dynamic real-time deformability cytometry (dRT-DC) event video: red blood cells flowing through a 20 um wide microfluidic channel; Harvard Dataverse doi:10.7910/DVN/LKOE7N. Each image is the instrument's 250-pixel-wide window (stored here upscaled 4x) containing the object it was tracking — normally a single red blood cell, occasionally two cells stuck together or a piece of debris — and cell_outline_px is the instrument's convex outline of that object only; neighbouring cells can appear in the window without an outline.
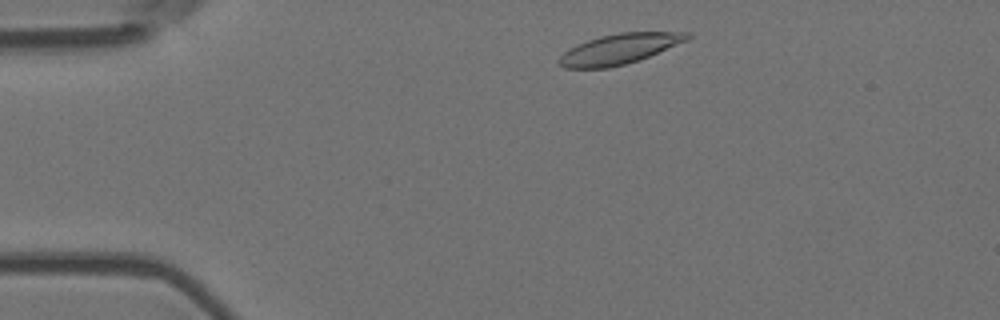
{"species": "Egyptian fruit bat (a non-hibernating species)", "species_latin": "Rousettus aegyptiacus", "temperature_condition": "room temperature", "stored_images_in_passage": 48, "camera_frame_rate_fps": 3000, "um_per_image_px": 0.085, "animal": {"sex": "female"}, "frame": {"image": 1, "passage_image": 3, "time_ms": 0.667, "image_size_px": [1000, 320], "cell_outline_px": [[692, 36], [688, 40], [640, 60], [608, 68], [564, 68], [556, 64], [556, 60], [568, 48], [588, 40], [600, 36], [620, 32], [692, 32]], "centroid_in_image_um": [52.63, 4.16], "position_along_channel_um": 32.4, "area_um2": 22.77}}
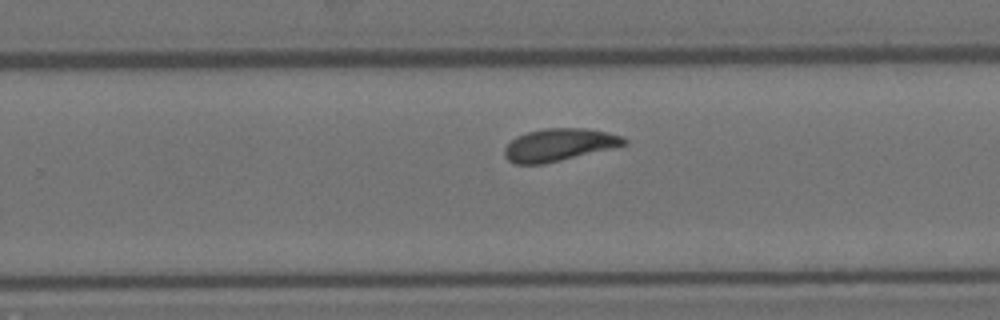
{"frame": {"image": 2, "passage_image": 28, "time_ms": 9.0, "image_size_px": [1000, 320], "cell_outline_px": [[628, 144], [612, 148], [544, 164], [512, 164], [504, 156], [504, 148], [516, 136], [528, 132], [544, 128], [584, 128], [624, 136], [628, 140]], "centroid_in_image_um": [47.51, 12.31], "position_along_channel_um": 282.3, "area_um2": 22.6}}
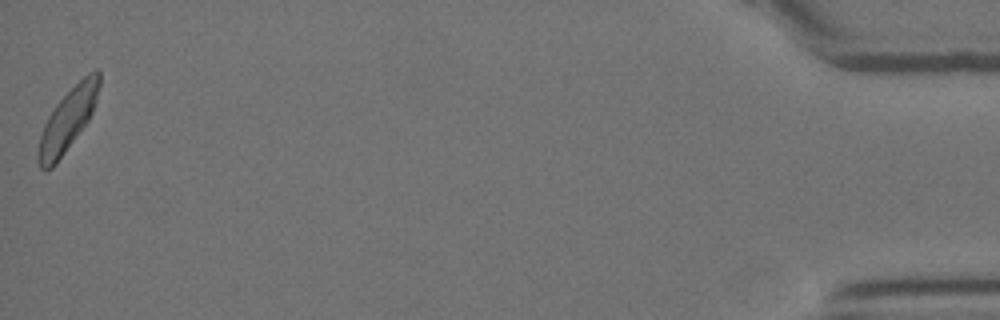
{"frame": {"image": 3, "passage_image": 48, "time_ms": 15.667, "image_size_px": [1000, 320], "cell_outline_px": [[100, 84], [96, 100], [92, 112], [88, 120], [56, 164], [52, 168], [44, 172], [40, 168], [36, 160], [36, 152], [40, 136], [44, 124], [48, 116], [56, 104], [88, 72], [96, 68], [100, 72]], "centroid_in_image_um": [5.72, 10.22], "position_along_channel_um": 429.5, "area_um2": 22.02}, "authors_computed_cell_mechanics": {"area_um2": 22.3975, "velocity_mm_per_s": 3.6075, "shape_relaxation_time_tau1_ms": 4.4382, "shape_relaxation_time_tau2_ms": 1.5942, "deformation_change_tau1": 0.1299, "deformation_change_tau2": 0.0812}}